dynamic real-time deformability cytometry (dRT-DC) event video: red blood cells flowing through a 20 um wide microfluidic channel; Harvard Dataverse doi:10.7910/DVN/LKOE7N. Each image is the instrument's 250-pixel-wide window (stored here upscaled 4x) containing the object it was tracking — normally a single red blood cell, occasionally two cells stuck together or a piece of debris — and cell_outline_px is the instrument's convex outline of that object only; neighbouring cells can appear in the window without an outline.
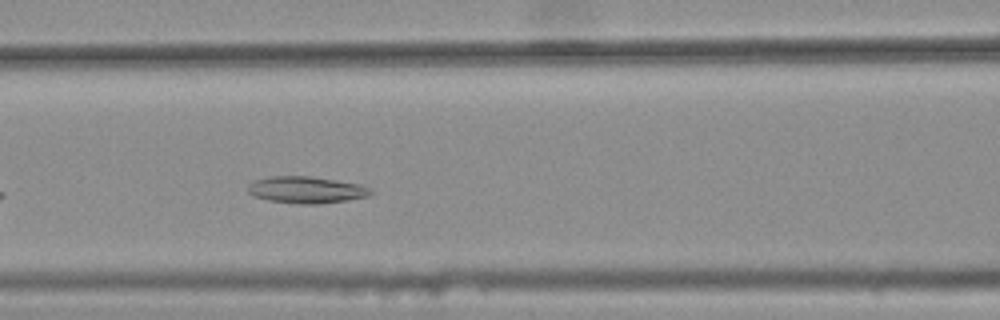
{"species": "common noctule bat (a hibernating species)", "species_latin": "Nyctalus noctula", "temperature_condition": "warm", "stored_images_in_passage": 27, "camera_frame_rate_fps": 3000, "um_per_image_px": 0.085, "animal": {"sex": "female", "body_mass_g": 25.1}, "frame": {"image": 1, "passage_image": 6, "time_ms": 1.667, "image_size_px": [1000, 320], "cell_outline_px": [[372, 192], [368, 196], [348, 200], [320, 204], [300, 204], [268, 200], [252, 196], [248, 192], [248, 184], [256, 180], [268, 176], [312, 176], [360, 184], [372, 188]], "centroid_in_image_um": [26.04, 16.13], "position_along_channel_um": 140.6, "area_um2": 19.31}}
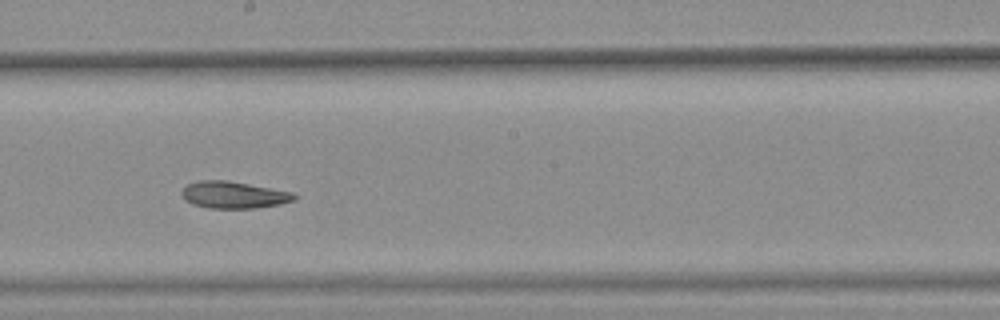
{"frame": {"image": 2, "passage_image": 13, "time_ms": 4.0, "image_size_px": [1000, 320], "cell_outline_px": [[296, 200], [280, 204], [256, 208], [208, 208], [192, 204], [184, 200], [180, 196], [180, 192], [184, 184], [200, 180], [228, 180], [292, 192], [296, 196]], "centroid_in_image_um": [19.79, 16.56], "position_along_channel_um": 228.4, "area_um2": 17.92}}
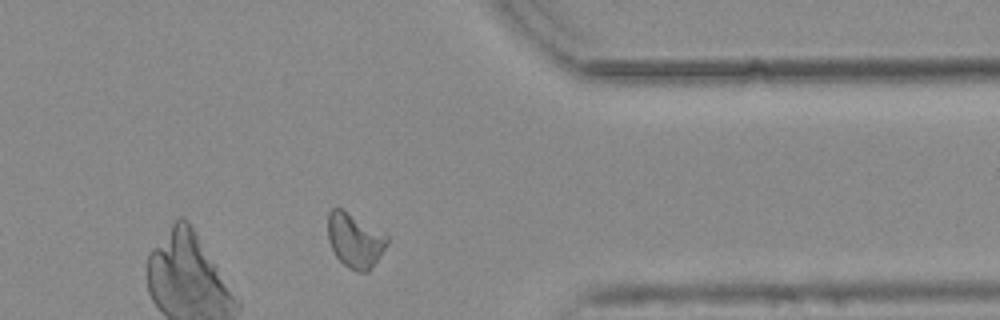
{"frame": {"image": 3, "passage_image": 26, "time_ms": 8.333, "image_size_px": [1000, 320], "cell_outline_px": [[388, 244], [380, 256], [368, 272], [356, 272], [348, 268], [336, 256], [328, 240], [328, 212], [332, 208], [340, 208], [388, 236]], "centroid_in_image_um": [30.15, 20.46], "position_along_channel_um": 381.2, "area_um2": 18.5}}